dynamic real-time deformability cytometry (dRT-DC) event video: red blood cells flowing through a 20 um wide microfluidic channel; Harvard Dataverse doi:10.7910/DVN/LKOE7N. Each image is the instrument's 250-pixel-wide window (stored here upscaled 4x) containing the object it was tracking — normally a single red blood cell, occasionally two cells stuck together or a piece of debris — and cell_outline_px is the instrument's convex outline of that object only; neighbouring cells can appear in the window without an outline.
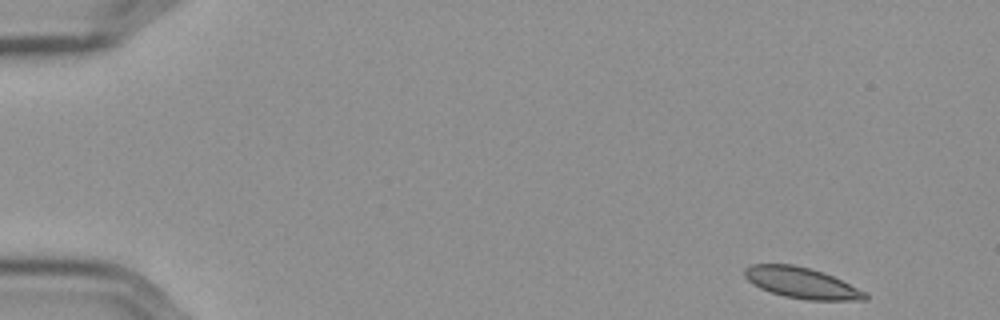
{"species": "Egyptian fruit bat (a non-hibernating species)", "species_latin": "Rousettus aegyptiacus", "temperature_condition": "cold", "stored_images_in_passage": 53, "camera_frame_rate_fps": 3000, "um_per_image_px": 0.085, "frame": {"image": 1, "passage_image": 1, "time_ms": 0.0, "image_size_px": [1000, 320], "cell_outline_px": [[868, 300], [808, 300], [784, 296], [760, 288], [752, 284], [744, 276], [744, 268], [752, 264], [792, 264], [812, 268], [824, 272], [868, 292]], "centroid_in_image_um": [68.16, 24.04], "position_along_channel_um": 16.8, "area_um2": 21.91}}
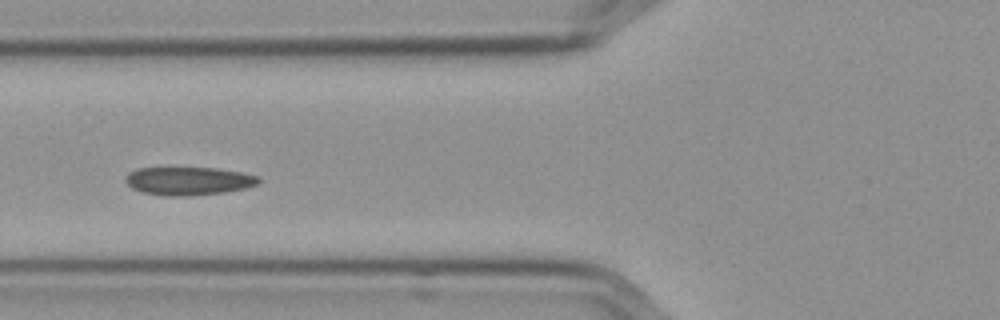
{"frame": {"image": 2, "passage_image": 19, "time_ms": 6.0, "image_size_px": [1000, 320], "cell_outline_px": [[260, 180], [256, 184], [244, 188], [224, 192], [188, 196], [160, 196], [140, 192], [132, 188], [124, 180], [128, 172], [136, 168], [216, 168], [240, 172], [260, 176]], "centroid_in_image_um": [15.97, 15.39], "position_along_channel_um": 109.8, "area_um2": 21.96}}
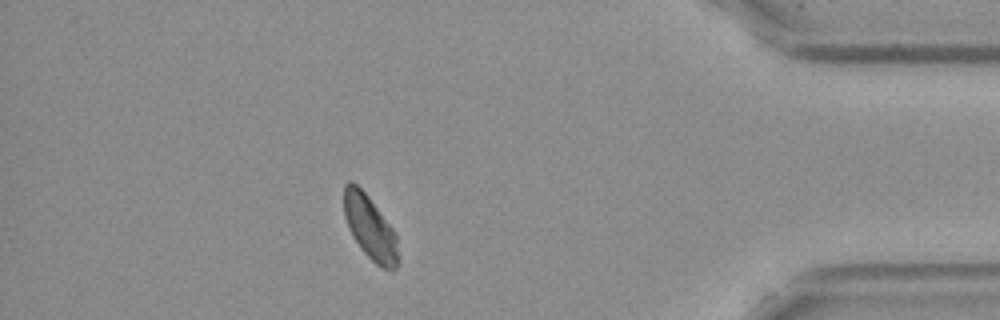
{"frame": {"image": 3, "passage_image": 47, "time_ms": 15.333, "image_size_px": [1000, 320], "cell_outline_px": [[396, 268], [384, 268], [376, 264], [360, 248], [352, 236], [344, 216], [344, 184], [348, 180], [352, 180], [368, 196], [396, 232]], "centroid_in_image_um": [31.4, 19.28], "position_along_channel_um": 403.8, "area_um2": 19.77}}